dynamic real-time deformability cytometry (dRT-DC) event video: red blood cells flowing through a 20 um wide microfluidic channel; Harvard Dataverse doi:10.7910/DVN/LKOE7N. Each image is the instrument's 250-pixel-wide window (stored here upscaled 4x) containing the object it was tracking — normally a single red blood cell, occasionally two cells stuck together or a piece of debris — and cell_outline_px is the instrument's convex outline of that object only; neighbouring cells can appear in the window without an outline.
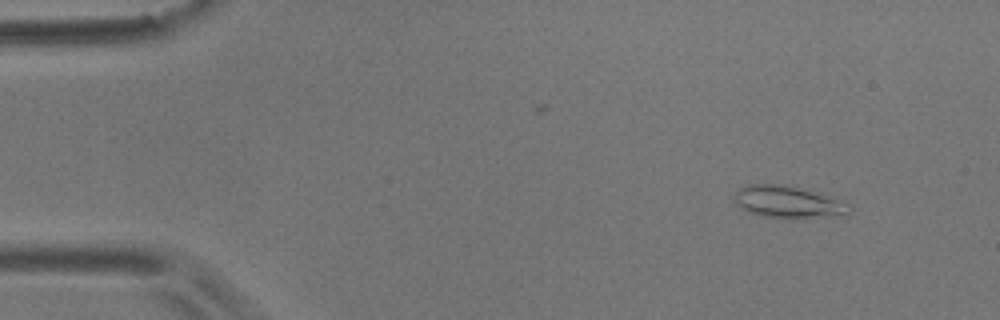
{"species": "common noctule bat (a hibernating species)", "species_latin": "Nyctalus noctula", "temperature_condition": "room temperature", "stored_images_in_passage": 6, "camera_frame_rate_fps": 3000, "um_per_image_px": 0.085, "animal": {"sex": "male", "body_mass_g": 17.9}, "frame": {"image": 1, "passage_image": 1, "time_ms": 0.0, "image_size_px": [1000, 320], "cell_outline_px": [[852, 208], [848, 216], [804, 220], [788, 220], [760, 216], [740, 208], [736, 204], [736, 192], [740, 188], [748, 184], [780, 184], [800, 188], [848, 204]], "centroid_in_image_um": [67.03, 17.24], "position_along_channel_um": 18.0, "area_um2": 21.96}}
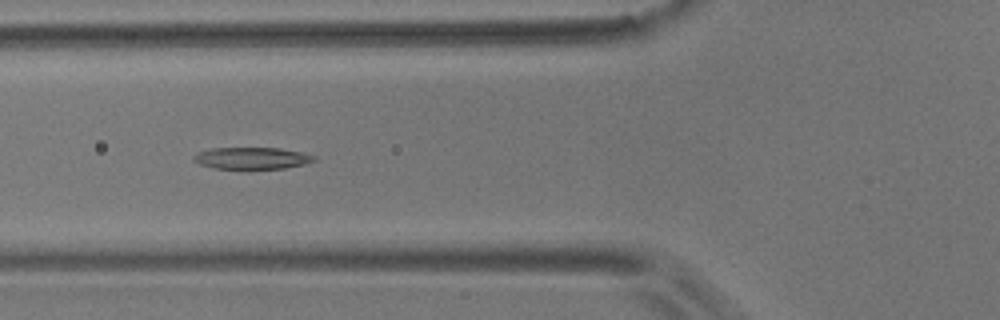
{"frame": {"image": 2, "passage_image": 5, "time_ms": 1.333, "image_size_px": [1000, 320], "cell_outline_px": [[316, 160], [304, 164], [284, 168], [248, 172], [212, 168], [200, 164], [192, 160], [192, 156], [200, 152], [212, 148], [280, 148], [304, 152], [316, 156]], "centroid_in_image_um": [21.41, 13.49], "position_along_channel_um": 104.4, "area_um2": 16.24}}
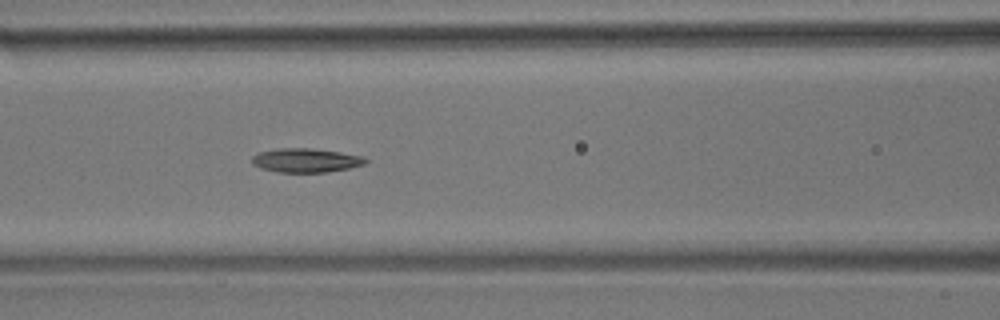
{"frame": {"image": 3, "passage_image": 6, "time_ms": 1.667, "image_size_px": [1000, 320], "cell_outline_px": [[368, 160], [364, 164], [348, 168], [328, 172], [276, 172], [260, 168], [252, 164], [252, 156], [260, 152], [276, 148], [312, 148], [340, 152], [360, 156]], "centroid_in_image_um": [25.95, 13.63], "position_along_channel_um": 140.7, "area_um2": 15.84}}